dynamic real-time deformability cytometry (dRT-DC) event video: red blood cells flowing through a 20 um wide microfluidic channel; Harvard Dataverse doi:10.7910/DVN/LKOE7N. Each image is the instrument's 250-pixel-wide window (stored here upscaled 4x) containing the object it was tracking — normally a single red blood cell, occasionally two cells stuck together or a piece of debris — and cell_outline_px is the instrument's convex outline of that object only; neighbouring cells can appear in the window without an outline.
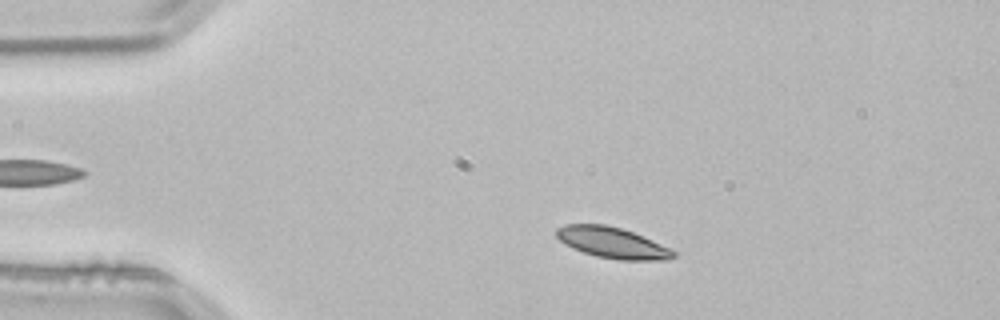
{"species": "common noctule bat (a hibernating species)", "species_latin": "Nyctalus noctula", "temperature_condition": "room temperature", "stored_images_in_passage": 51, "camera_frame_rate_fps": 3000, "um_per_image_px": 0.085, "animal": {"sex": "male", "body_mass_g": 21.5, "forearm_length_mm": 52.0}, "frame": {"image": 1, "passage_image": 8, "time_ms": 2.333, "image_size_px": [1000, 320], "cell_outline_px": [[676, 256], [668, 260], [620, 260], [596, 256], [572, 248], [560, 240], [556, 236], [556, 228], [564, 224], [604, 224], [620, 228], [632, 232], [668, 248], [676, 252]], "centroid_in_image_um": [52.01, 20.63], "position_along_channel_um": 33.0, "area_um2": 20.81}}
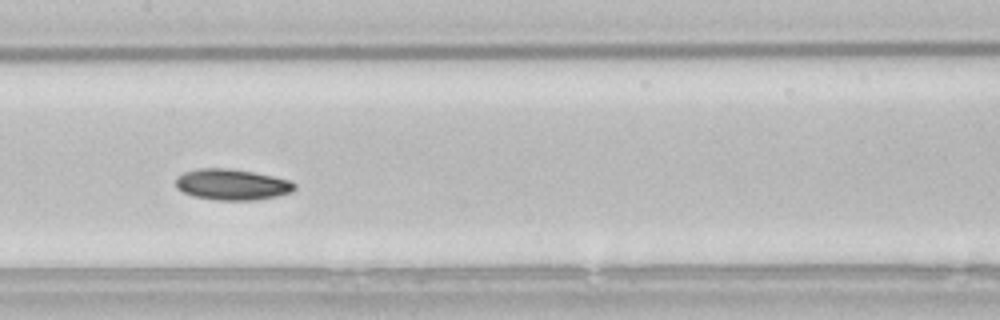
{"frame": {"image": 2, "passage_image": 24, "time_ms": 7.667, "image_size_px": [1000, 320], "cell_outline_px": [[296, 188], [292, 192], [276, 196], [256, 200], [216, 200], [192, 196], [176, 188], [176, 176], [184, 172], [196, 168], [228, 168], [252, 172], [292, 180], [296, 184]], "centroid_in_image_um": [19.71, 15.68], "position_along_channel_um": 187.7, "area_um2": 21.62}}
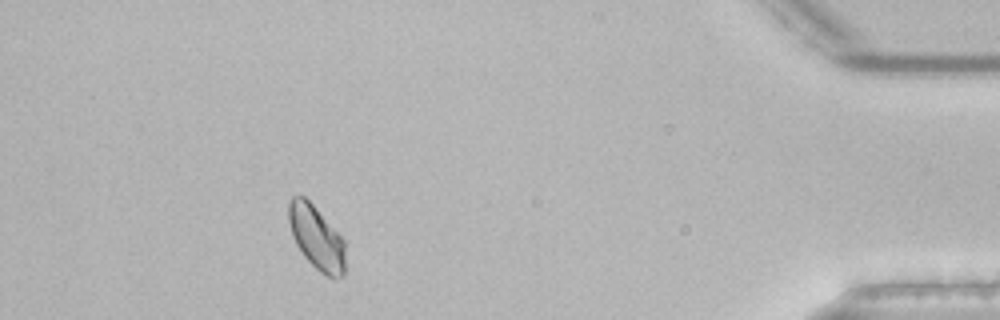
{"frame": {"image": 3, "passage_image": 46, "time_ms": 15.0, "image_size_px": [1000, 320], "cell_outline_px": [[344, 276], [336, 280], [332, 280], [320, 272], [304, 256], [296, 244], [292, 236], [288, 220], [288, 200], [292, 196], [304, 196], [312, 204], [344, 240]], "centroid_in_image_um": [26.88, 20.22], "position_along_channel_um": 408.3, "area_um2": 20.98}, "authors_computed_cell_mechanics": {"area_um2": 20.808, "velocity_mm_per_s": 3.7768, "shape_relaxation_time_tau1_ms": 3.3945, "shape_relaxation_time_tau2_ms": null, "deformation_change_tau1": 0.0782, "deformation_change_tau2": null}}